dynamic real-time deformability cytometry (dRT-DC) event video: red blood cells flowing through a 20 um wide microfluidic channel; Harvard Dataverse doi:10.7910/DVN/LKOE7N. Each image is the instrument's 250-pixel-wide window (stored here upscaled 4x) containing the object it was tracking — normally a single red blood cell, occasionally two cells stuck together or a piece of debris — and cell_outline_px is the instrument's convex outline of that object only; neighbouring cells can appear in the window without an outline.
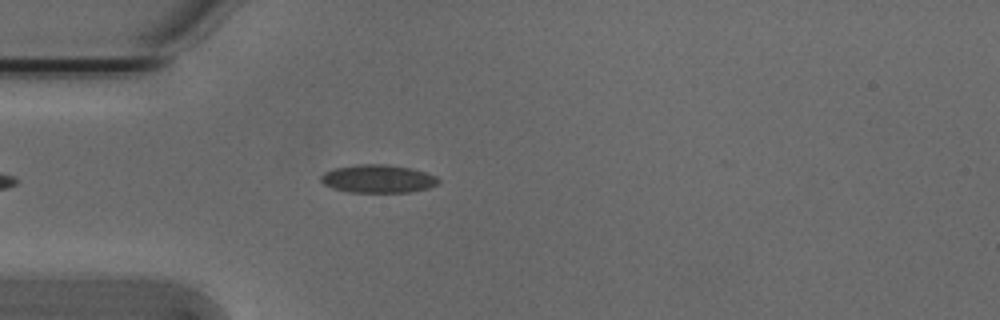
{"species": "Egyptian fruit bat (a non-hibernating species)", "species_latin": "Rousettus aegyptiacus", "temperature_condition": "cold", "stored_images_in_passage": 44, "camera_frame_rate_fps": 3000, "um_per_image_px": 0.085, "animal": {"sex": "male"}, "frame": {"image": 1, "passage_image": 6, "time_ms": 1.667, "image_size_px": [1000, 320], "cell_outline_px": [[440, 180], [436, 184], [428, 188], [408, 192], [348, 192], [332, 188], [324, 184], [320, 180], [320, 176], [324, 172], [332, 168], [360, 164], [384, 164], [412, 168], [436, 176]], "centroid_in_image_um": [32.09, 15.19], "position_along_channel_um": 52.9, "area_um2": 19.25}}
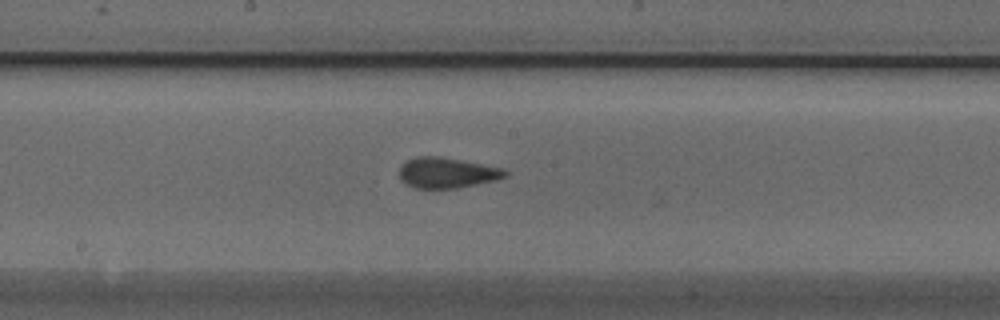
{"frame": {"image": 2, "passage_image": 19, "time_ms": 6.0, "image_size_px": [1000, 320], "cell_outline_px": [[508, 176], [496, 180], [456, 188], [416, 188], [400, 180], [400, 168], [408, 160], [416, 156], [440, 156], [504, 168], [508, 172]], "centroid_in_image_um": [38.02, 14.68], "position_along_channel_um": 210.2, "area_um2": 18.73}}
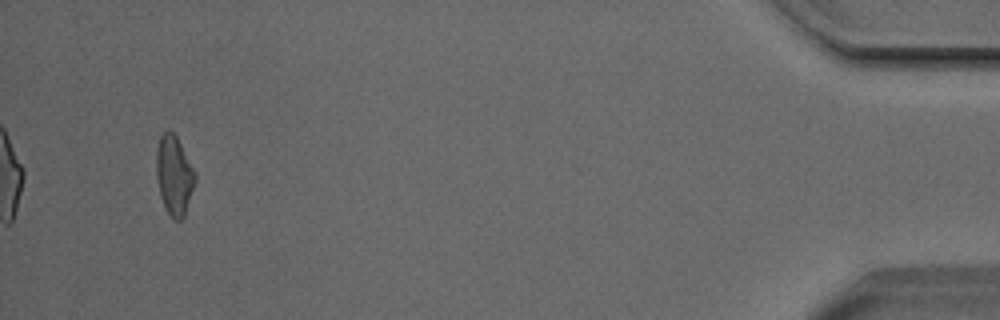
{"frame": {"image": 3, "passage_image": 42, "time_ms": 13.667, "image_size_px": [1000, 320], "cell_outline_px": [[196, 180], [184, 216], [180, 220], [172, 220], [160, 196], [156, 176], [156, 148], [160, 136], [168, 128], [176, 136], [196, 172]], "centroid_in_image_um": [14.79, 14.88], "position_along_channel_um": 420.4, "area_um2": 17.98}, "authors_computed_cell_mechanics": {"area_um2": 18.3226, "velocity_mm_per_s": 3.8051, "shape_relaxation_time_tau1_ms": 7.3579, "shape_relaxation_time_tau2_ms": 0.9039, "deformation_change_tau1": 0.1769, "deformation_change_tau2": 0.0694}}